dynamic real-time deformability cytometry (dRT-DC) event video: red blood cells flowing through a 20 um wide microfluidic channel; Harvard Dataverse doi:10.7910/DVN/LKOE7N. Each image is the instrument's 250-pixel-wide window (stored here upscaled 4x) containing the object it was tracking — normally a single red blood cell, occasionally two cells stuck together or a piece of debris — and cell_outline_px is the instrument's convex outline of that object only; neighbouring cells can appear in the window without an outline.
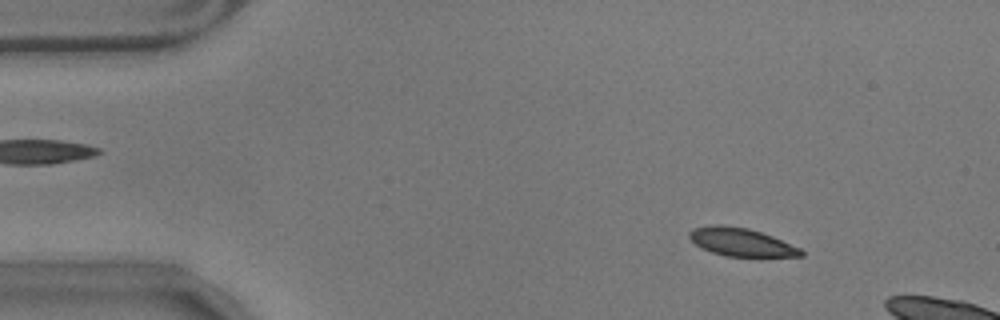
{"species": "common noctule bat (a hibernating species)", "species_latin": "Nyctalus noctula", "temperature_condition": "warm", "stored_images_in_passage": 14, "camera_frame_rate_fps": 3000, "um_per_image_px": 0.085, "animal": {"sex": "male", "body_mass_g": 17.9}, "frame": {"image": 1, "passage_image": 7, "time_ms": 2.0, "image_size_px": [1000, 320], "cell_outline_px": [[804, 256], [724, 256], [712, 252], [696, 244], [688, 236], [688, 232], [692, 228], [712, 224], [720, 224], [748, 228], [772, 236], [800, 248], [804, 252]], "centroid_in_image_um": [62.97, 20.56], "position_along_channel_um": 22.0, "area_um2": 18.15}}